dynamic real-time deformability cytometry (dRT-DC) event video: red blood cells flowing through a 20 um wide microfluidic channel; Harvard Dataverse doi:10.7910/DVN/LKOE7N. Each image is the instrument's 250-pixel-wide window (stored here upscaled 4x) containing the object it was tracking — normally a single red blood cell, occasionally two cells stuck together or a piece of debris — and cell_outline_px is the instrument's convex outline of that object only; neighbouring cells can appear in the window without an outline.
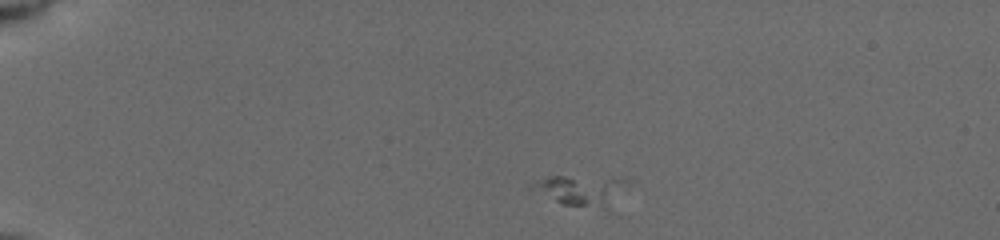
{"species": "common noctule bat (a hibernating species)", "species_latin": "Nyctalus noctula", "temperature_condition": "cold", "stored_images_in_passage": 6, "camera_frame_rate_fps": 3000, "um_per_image_px": 0.085, "animal": {"sex": "female", "body_mass_g": 19.5, "forearm_length_mm": 54.1}, "frame": {"image": 1, "passage_image": 4, "time_ms": 0.667, "image_size_px": [1000, 240], "cell_outline_px": [[632, 180], [600, 204], [560, 204], [528, 188], [528, 184], [552, 176], [620, 176]], "centroid_in_image_um": [49.21, 16.03], "position_along_channel_um": 35.8, "area_um2": 15.55}}